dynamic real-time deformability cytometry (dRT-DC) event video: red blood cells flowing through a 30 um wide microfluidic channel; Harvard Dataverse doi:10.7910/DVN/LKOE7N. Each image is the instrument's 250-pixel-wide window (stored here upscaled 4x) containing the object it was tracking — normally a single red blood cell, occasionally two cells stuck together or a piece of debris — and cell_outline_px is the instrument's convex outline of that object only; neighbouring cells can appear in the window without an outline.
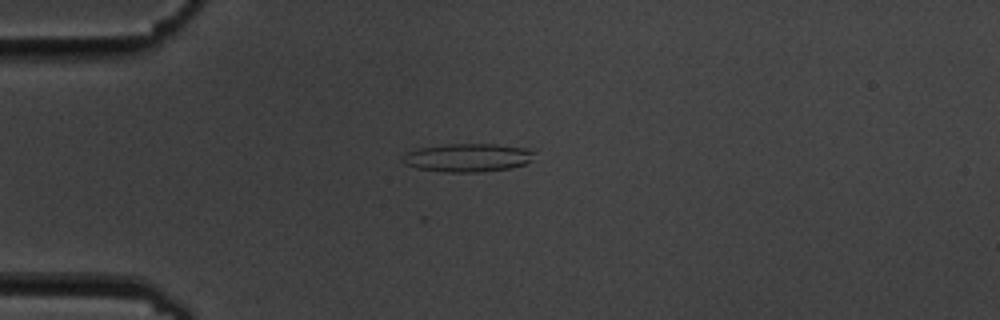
{"species": "common noctule bat (a hibernating species)", "species_latin": "Nyctalus noctula", "temperature_condition": "cold", "stored_images_in_passage": 15, "camera_frame_rate_fps": 3000, "um_per_image_px": 0.085, "animal": {"sex": "male", "body_mass_g": 19.5, "forearm_length_mm": 54.6}, "frame": {"image": 1, "passage_image": 4, "time_ms": 4.333, "image_size_px": [1000, 320], "cell_outline_px": [[536, 152], [532, 160], [524, 164], [512, 168], [480, 172], [444, 172], [416, 168], [404, 164], [400, 160], [408, 152], [420, 148], [444, 144], [496, 144], [528, 148]], "centroid_in_image_um": [39.79, 13.4], "position_along_channel_um": 45.2, "area_um2": 21.91}}
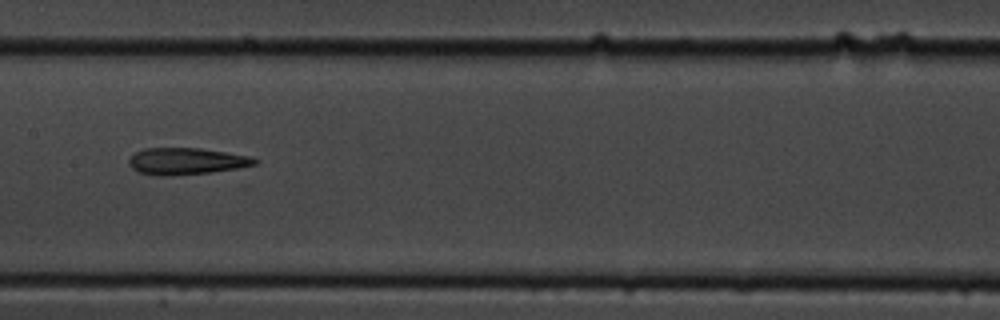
{"frame": {"image": 2, "passage_image": 8, "time_ms": 9.0, "image_size_px": [1000, 320], "cell_outline_px": [[260, 160], [256, 164], [240, 168], [212, 172], [168, 176], [156, 176], [136, 172], [128, 164], [128, 160], [136, 152], [144, 148], [200, 148], [248, 156]], "centroid_in_image_um": [15.81, 13.71], "position_along_channel_um": 191.6, "area_um2": 19.71}}
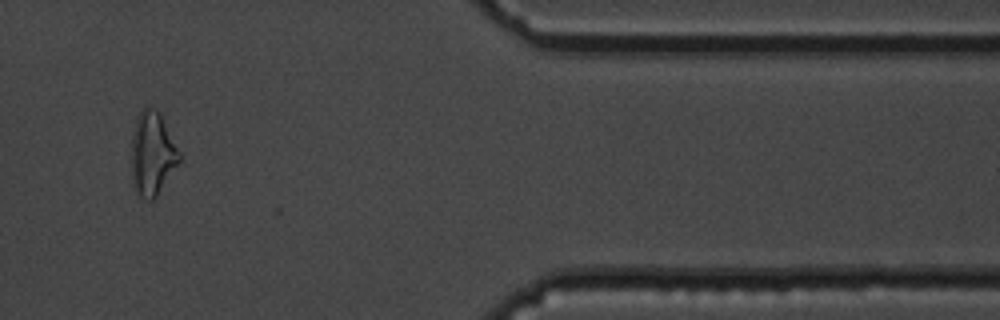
{"frame": {"image": 3, "passage_image": 13, "time_ms": 15.667, "image_size_px": [1000, 320], "cell_outline_px": [[180, 160], [156, 196], [152, 200], [148, 200], [140, 196], [132, 184], [132, 132], [136, 120], [140, 112], [144, 108], [152, 108], [160, 112], [180, 152]], "centroid_in_image_um": [12.94, 13.05], "position_along_channel_um": 398.5, "area_um2": 22.95}}